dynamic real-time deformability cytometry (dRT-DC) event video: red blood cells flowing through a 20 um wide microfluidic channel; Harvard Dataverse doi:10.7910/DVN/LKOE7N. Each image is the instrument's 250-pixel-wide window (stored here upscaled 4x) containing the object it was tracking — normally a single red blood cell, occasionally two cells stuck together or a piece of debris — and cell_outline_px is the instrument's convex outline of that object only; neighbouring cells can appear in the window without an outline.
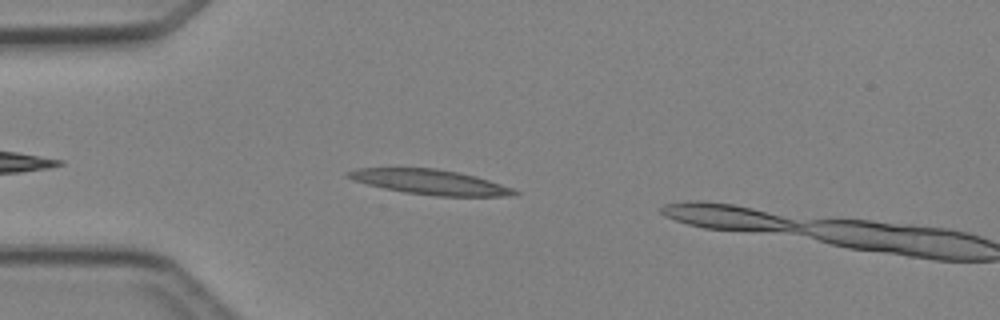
{"species": "Egyptian fruit bat (a non-hibernating species)", "species_latin": "Rousettus aegyptiacus", "temperature_condition": "cold", "stored_images_in_passage": 4, "camera_frame_rate_fps": 3000, "um_per_image_px": 0.085, "animal": {"sex": "female"}, "frame": {"image": 1, "passage_image": 3, "time_ms": 2.333, "image_size_px": [1000, 320], "cell_outline_px": [[520, 192], [504, 196], [436, 196], [404, 192], [384, 188], [352, 180], [344, 176], [344, 172], [356, 168], [436, 168], [476, 176], [512, 188]], "centroid_in_image_um": [36.47, 15.46], "position_along_channel_um": 48.5, "area_um2": 23.99}}